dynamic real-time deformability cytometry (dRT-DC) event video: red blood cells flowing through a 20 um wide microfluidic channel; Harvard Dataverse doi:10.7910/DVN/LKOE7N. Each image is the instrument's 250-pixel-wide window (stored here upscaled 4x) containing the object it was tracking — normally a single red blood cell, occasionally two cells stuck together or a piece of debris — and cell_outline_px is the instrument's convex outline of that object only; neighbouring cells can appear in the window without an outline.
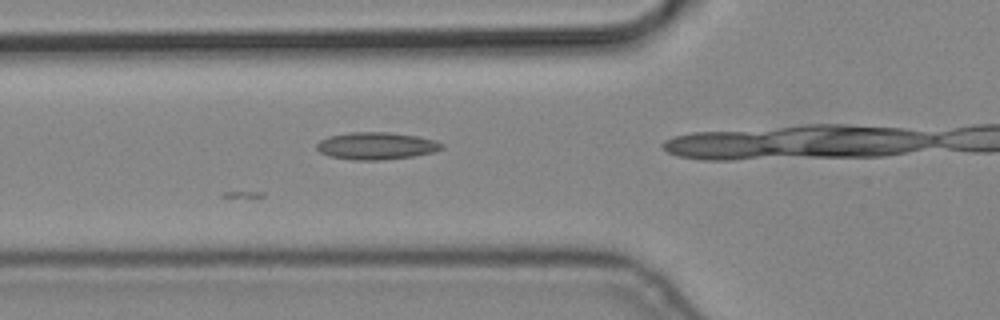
{"species": "common noctule bat (a hibernating species)", "species_latin": "Nyctalus noctula", "temperature_condition": "cold", "stored_images_in_passage": 8, "camera_frame_rate_fps": 3000, "um_per_image_px": 0.085, "animal": {"sex": "male", "body_mass_g": 19.2, "forearm_length_mm": 51.8}, "frame": {"image": 1, "passage_image": 3, "time_ms": 0.667, "image_size_px": [1000, 320], "cell_outline_px": [[444, 148], [432, 152], [412, 156], [380, 160], [352, 160], [328, 156], [320, 152], [316, 148], [316, 144], [320, 140], [328, 136], [348, 132], [388, 132], [416, 136], [436, 140], [444, 144]], "centroid_in_image_um": [31.96, 12.39], "position_along_channel_um": 93.8, "area_um2": 19.94}}